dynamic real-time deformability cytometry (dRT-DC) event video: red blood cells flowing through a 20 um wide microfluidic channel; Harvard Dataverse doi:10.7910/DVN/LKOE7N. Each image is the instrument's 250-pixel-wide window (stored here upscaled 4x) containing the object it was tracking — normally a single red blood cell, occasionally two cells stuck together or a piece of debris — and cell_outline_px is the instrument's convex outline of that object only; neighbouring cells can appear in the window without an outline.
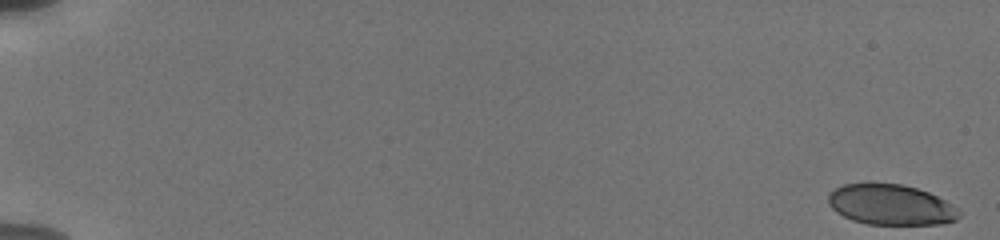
{"species": "human", "species_latin": "Homo sapiens", "temperature_condition": "cold", "stored_images_in_passage": 56, "camera_frame_rate_fps": 3000, "um_per_image_px": 0.085, "donor": {"sex": "male"}, "frame": {"image": 1, "passage_image": 1, "time_ms": 0.0, "image_size_px": [1000, 240], "cell_outline_px": [[960, 216], [956, 220], [940, 224], [868, 224], [852, 220], [836, 212], [828, 204], [828, 196], [836, 188], [844, 184], [868, 180], [900, 184], [916, 188], [928, 192], [944, 200], [956, 208], [960, 212]], "centroid_in_image_um": [75.67, 17.37], "position_along_channel_um": 9.3, "area_um2": 31.27}}
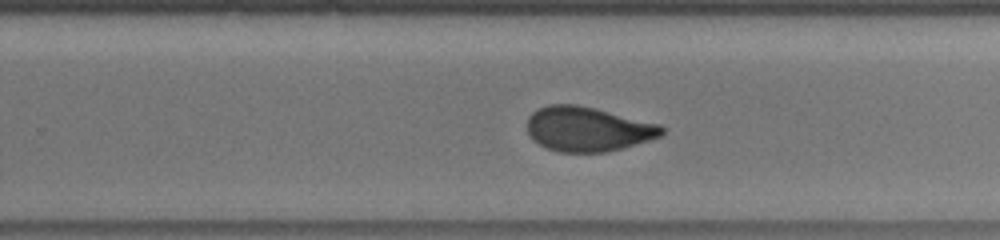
{"frame": {"image": 2, "passage_image": 33, "time_ms": 12.333, "image_size_px": [1000, 240], "cell_outline_px": [[664, 132], [660, 136], [648, 140], [608, 152], [560, 152], [544, 148], [532, 140], [528, 136], [528, 116], [532, 112], [548, 104], [576, 104], [596, 108], [660, 124], [664, 128]], "centroid_in_image_um": [49.92, 10.97], "position_along_channel_um": 279.9, "area_um2": 35.14}}
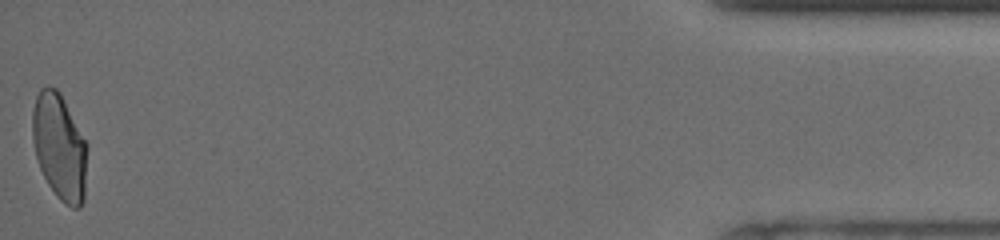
{"frame": {"image": 3, "passage_image": 56, "time_ms": 18.333, "image_size_px": [1000, 240], "cell_outline_px": [[88, 148], [84, 200], [80, 208], [72, 208], [64, 204], [56, 196], [48, 184], [40, 168], [36, 156], [32, 140], [32, 112], [36, 96], [40, 88], [48, 84], [56, 88], [60, 92], [88, 144]], "centroid_in_image_um": [5.07, 12.48], "position_along_channel_um": 430.1, "area_um2": 34.45}, "authors_computed_cell_mechanics": {"area_um2": 34.3332, "velocity_mm_per_s": 3.7875, "shape_relaxation_time_tau1_ms": 5.0733, "shape_relaxation_time_tau2_ms": 1.1084, "deformation_change_tau1": 0.152, "deformation_change_tau2": 0.0588}}